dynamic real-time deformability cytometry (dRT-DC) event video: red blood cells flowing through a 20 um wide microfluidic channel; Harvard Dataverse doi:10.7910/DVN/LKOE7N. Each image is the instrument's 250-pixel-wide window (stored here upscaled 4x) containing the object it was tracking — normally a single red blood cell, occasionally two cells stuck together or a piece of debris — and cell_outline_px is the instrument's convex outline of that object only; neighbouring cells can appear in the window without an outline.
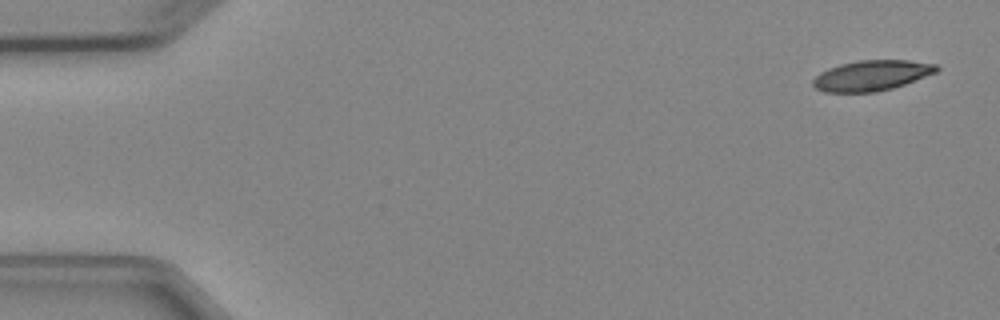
{"species": "Egyptian fruit bat (a non-hibernating species)", "species_latin": "Rousettus aegyptiacus", "temperature_condition": "cold", "stored_images_in_passage": 6, "camera_frame_rate_fps": 3000, "um_per_image_px": 0.085, "animal": {"sex": "female"}, "frame": {"image": 1, "passage_image": 1, "time_ms": 0.0, "image_size_px": [1000, 320], "cell_outline_px": [[940, 68], [936, 72], [904, 84], [892, 88], [876, 92], [824, 92], [816, 88], [812, 84], [812, 80], [820, 72], [828, 68], [840, 64], [860, 60], [908, 60], [936, 64]], "centroid_in_image_um": [74.07, 6.41], "position_along_channel_um": 10.9, "area_um2": 21.79}}
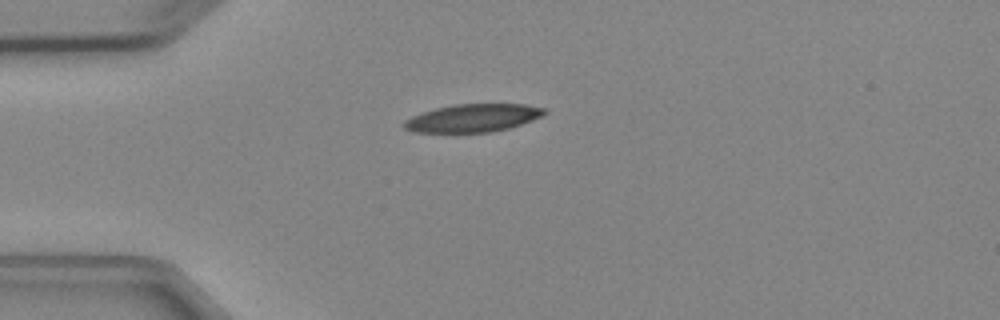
{"frame": {"image": 2, "passage_image": 4, "time_ms": 3.667, "image_size_px": [1000, 320], "cell_outline_px": [[548, 112], [544, 116], [508, 128], [492, 132], [412, 132], [404, 128], [404, 120], [412, 116], [436, 108], [456, 104], [524, 104], [544, 108]], "centroid_in_image_um": [40.22, 10.03], "position_along_channel_um": 44.8, "area_um2": 22.72}}